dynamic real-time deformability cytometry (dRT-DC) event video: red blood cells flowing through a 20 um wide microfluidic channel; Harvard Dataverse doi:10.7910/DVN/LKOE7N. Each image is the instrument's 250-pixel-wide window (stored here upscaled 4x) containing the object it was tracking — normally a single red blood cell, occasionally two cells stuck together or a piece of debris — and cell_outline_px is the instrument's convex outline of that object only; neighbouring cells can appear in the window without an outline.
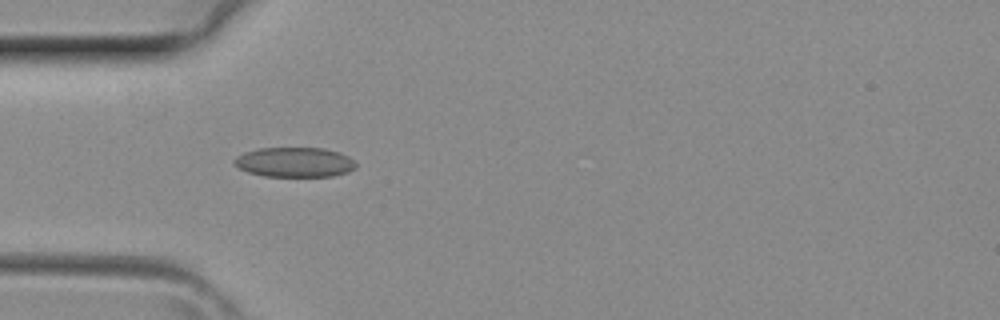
{"species": "common noctule bat (a hibernating species)", "species_latin": "Nyctalus noctula", "temperature_condition": "room temperature", "stored_images_in_passage": 1, "camera_frame_rate_fps": 3000, "um_per_image_px": 0.085, "animal": {"sex": "female", "body_mass_g": 29.2, "forearm_length_mm": 56.3}, "frame": {"image": 1, "passage_image": 1, "time_ms": 0.0, "image_size_px": [1000, 320], "cell_outline_px": [[356, 168], [348, 172], [332, 176], [264, 176], [248, 172], [240, 168], [232, 160], [236, 156], [244, 152], [260, 148], [324, 148], [340, 152], [348, 156], [356, 164]], "centroid_in_image_um": [25.05, 13.78], "position_along_channel_um": 59.9, "area_um2": 21.1}}